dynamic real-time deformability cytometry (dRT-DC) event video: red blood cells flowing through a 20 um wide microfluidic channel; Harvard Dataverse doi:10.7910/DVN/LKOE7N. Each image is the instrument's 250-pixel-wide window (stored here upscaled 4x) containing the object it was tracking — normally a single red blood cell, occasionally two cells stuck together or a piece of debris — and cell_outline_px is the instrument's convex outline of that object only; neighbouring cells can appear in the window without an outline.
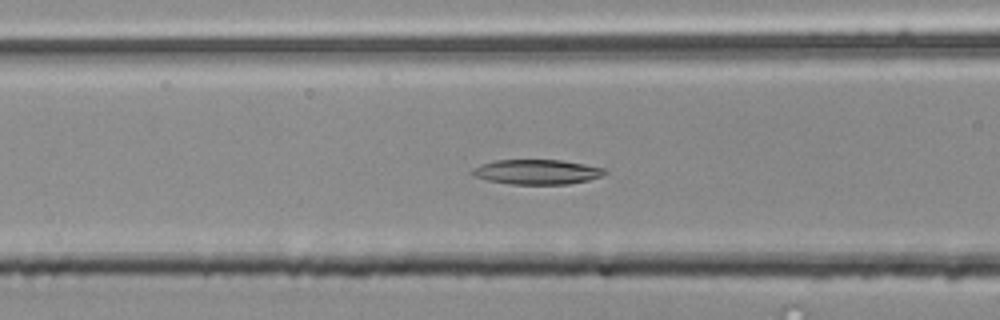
{"species": "common noctule bat (a hibernating species)", "species_latin": "Nyctalus noctula", "temperature_condition": "room temperature", "stored_images_in_passage": 40, "camera_frame_rate_fps": 3000, "um_per_image_px": 0.085, "animal": {"sex": "male", "body_mass_g": 20.4}, "frame": {"image": 1, "passage_image": 6, "time_ms": 1.667, "image_size_px": [1000, 320], "cell_outline_px": [[608, 172], [604, 176], [588, 180], [568, 184], [512, 184], [488, 180], [472, 176], [472, 168], [480, 164], [496, 160], [560, 160], [584, 164], [604, 168]], "centroid_in_image_um": [45.65, 14.61], "position_along_channel_um": 121.0, "area_um2": 19.19}}
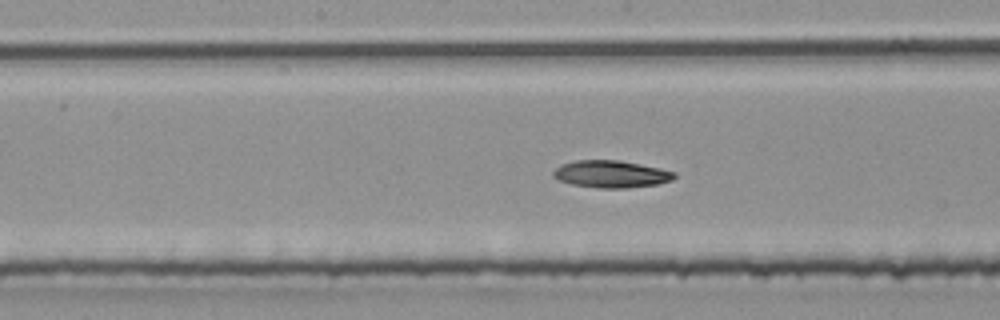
{"frame": {"image": 2, "passage_image": 12, "time_ms": 3.667, "image_size_px": [1000, 320], "cell_outline_px": [[676, 176], [672, 180], [656, 184], [628, 188], [596, 188], [572, 184], [560, 180], [552, 176], [552, 172], [560, 164], [576, 160], [616, 160], [660, 168], [676, 172]], "centroid_in_image_um": [51.93, 14.8], "position_along_channel_um": 196.3, "area_um2": 19.13}}
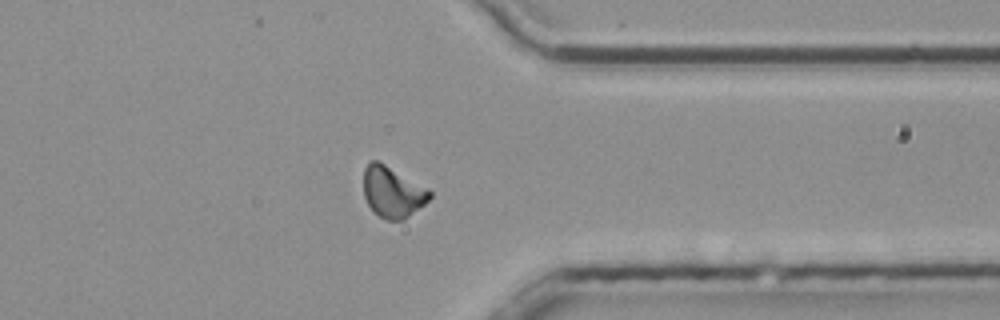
{"frame": {"image": 3, "passage_image": 27, "time_ms": 8.667, "image_size_px": [1000, 320], "cell_outline_px": [[432, 196], [424, 204], [404, 220], [384, 220], [368, 204], [364, 196], [364, 168], [368, 160], [376, 160], [384, 164], [428, 188], [432, 192]], "centroid_in_image_um": [33.36, 16.32], "position_along_channel_um": 378.0, "area_um2": 19.48}, "authors_computed_cell_mechanics": {"area_um2": 18.8139, "velocity_mm_per_s": 3.7613, "shape_relaxation_time_tau1_ms": null, "shape_relaxation_time_tau2_ms": 5.7819, "deformation_change_tau1": null, "deformation_change_tau2": 0.1034}}